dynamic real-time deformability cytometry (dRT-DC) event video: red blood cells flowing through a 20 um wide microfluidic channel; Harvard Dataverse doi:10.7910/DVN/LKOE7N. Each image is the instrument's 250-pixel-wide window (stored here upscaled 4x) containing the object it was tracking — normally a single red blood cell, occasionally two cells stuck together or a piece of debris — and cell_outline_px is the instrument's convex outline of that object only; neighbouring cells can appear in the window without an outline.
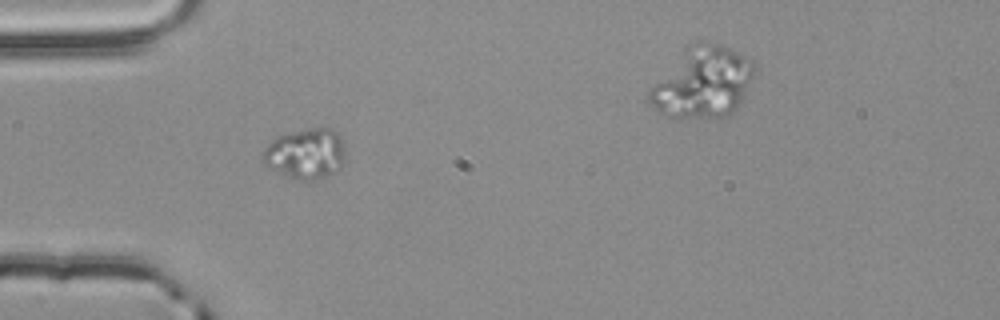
{"species": "common noctule bat (a hibernating species)", "species_latin": "Nyctalus noctula", "temperature_condition": "room temperature", "stored_images_in_passage": 2, "segment_of_instrument_passage": [1, 2], "camera_frame_rate_fps": 3000, "um_per_image_px": 0.085, "animal": {"sex": "male", "body_mass_g": 20.4}, "frame": {"image": 1, "passage_image": 1, "time_ms": 0.0, "image_size_px": [1000, 320], "cell_outline_px": [[344, 160], [340, 168], [336, 172], [328, 176], [308, 184], [296, 180], [264, 164], [264, 148], [276, 136], [308, 128], [332, 128], [340, 132], [344, 152]], "centroid_in_image_um": [26.03, 13.09], "position_along_channel_um": 59.0, "area_um2": 24.62}}